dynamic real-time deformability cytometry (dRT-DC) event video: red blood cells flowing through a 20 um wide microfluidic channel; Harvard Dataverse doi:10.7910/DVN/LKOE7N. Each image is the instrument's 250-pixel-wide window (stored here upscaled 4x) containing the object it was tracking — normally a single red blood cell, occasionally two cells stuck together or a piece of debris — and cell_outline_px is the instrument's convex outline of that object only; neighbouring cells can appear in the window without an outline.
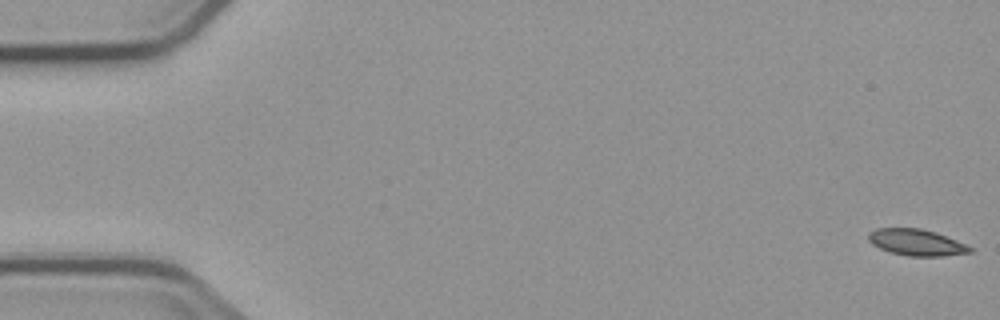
{"species": "common noctule bat (a hibernating species)", "species_latin": "Nyctalus noctula", "temperature_condition": "cold", "stored_images_in_passage": 8, "camera_frame_rate_fps": 3000, "um_per_image_px": 0.085, "animal": {"sex": "male", "body_mass_g": 23.1, "forearm_length_mm": 52.7}, "frame": {"image": 1, "passage_image": 1, "time_ms": 0.0, "image_size_px": [1000, 320], "cell_outline_px": [[972, 252], [944, 256], [908, 256], [888, 252], [872, 244], [868, 240], [868, 232], [876, 228], [920, 228], [936, 232], [956, 240], [972, 248]], "centroid_in_image_um": [77.86, 20.6], "position_along_channel_um": 7.1, "area_um2": 15.66}}
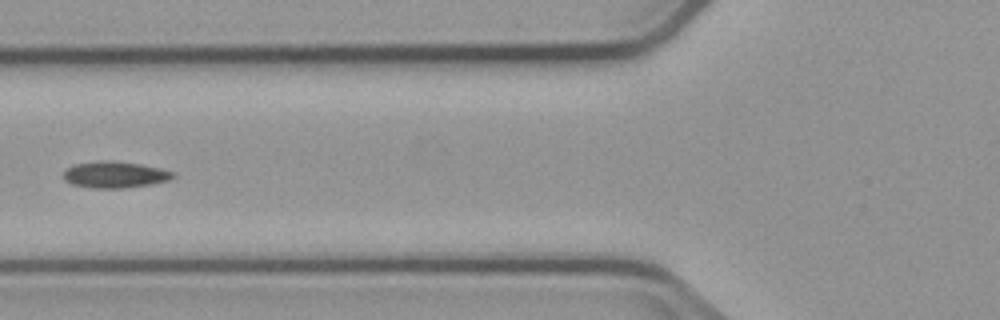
{"frame": {"image": 2, "passage_image": 7, "time_ms": 7.0, "image_size_px": [1000, 320], "cell_outline_px": [[176, 176], [168, 180], [152, 184], [124, 188], [88, 188], [72, 184], [64, 180], [64, 172], [68, 168], [76, 164], [140, 164], [160, 168], [176, 172]], "centroid_in_image_um": [9.84, 14.92], "position_along_channel_um": 116.0, "area_um2": 15.9}}
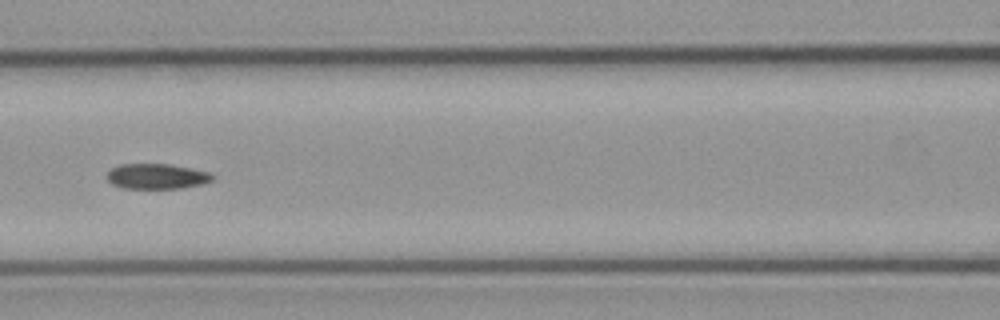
{"frame": {"image": 3, "passage_image": 8, "time_ms": 8.0, "image_size_px": [1000, 320], "cell_outline_px": [[216, 176], [212, 180], [204, 184], [180, 188], [120, 188], [112, 184], [108, 180], [108, 172], [112, 168], [120, 164], [168, 164], [192, 168], [212, 172]], "centroid_in_image_um": [13.38, 14.99], "position_along_channel_um": 153.2, "area_um2": 15.66}}